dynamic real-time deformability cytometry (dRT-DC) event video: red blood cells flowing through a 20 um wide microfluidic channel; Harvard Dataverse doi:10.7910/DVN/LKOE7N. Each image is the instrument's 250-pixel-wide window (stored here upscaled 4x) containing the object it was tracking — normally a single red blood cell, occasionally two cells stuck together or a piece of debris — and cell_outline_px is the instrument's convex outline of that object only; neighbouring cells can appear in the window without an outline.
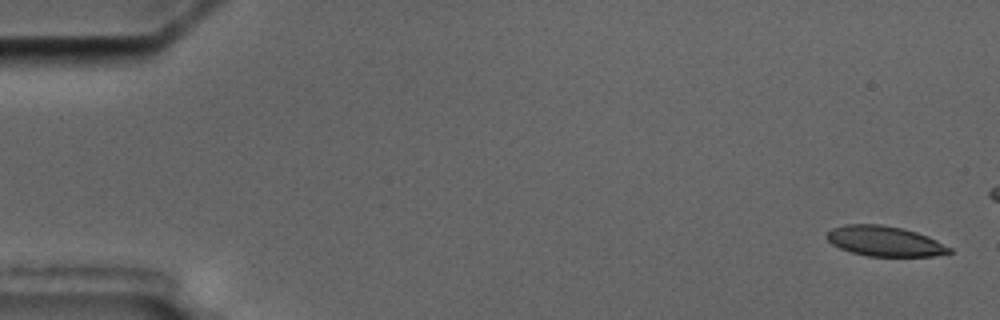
{"species": "common noctule bat (a hibernating species)", "species_latin": "Nyctalus noctula", "temperature_condition": "cold", "stored_images_in_passage": 6, "camera_frame_rate_fps": 3000, "um_per_image_px": 0.085, "animal": {"sex": "male", "body_mass_g": 17.5, "forearm_length_mm": 52.3}, "frame": {"image": 1, "passage_image": 1, "time_ms": 0.0, "image_size_px": [1000, 320], "cell_outline_px": [[952, 252], [932, 256], [868, 256], [852, 252], [840, 248], [832, 244], [824, 236], [832, 228], [844, 224], [880, 224], [900, 228], [916, 232], [928, 236], [952, 248]], "centroid_in_image_um": [75.18, 20.49], "position_along_channel_um": 9.8, "area_um2": 21.44}}